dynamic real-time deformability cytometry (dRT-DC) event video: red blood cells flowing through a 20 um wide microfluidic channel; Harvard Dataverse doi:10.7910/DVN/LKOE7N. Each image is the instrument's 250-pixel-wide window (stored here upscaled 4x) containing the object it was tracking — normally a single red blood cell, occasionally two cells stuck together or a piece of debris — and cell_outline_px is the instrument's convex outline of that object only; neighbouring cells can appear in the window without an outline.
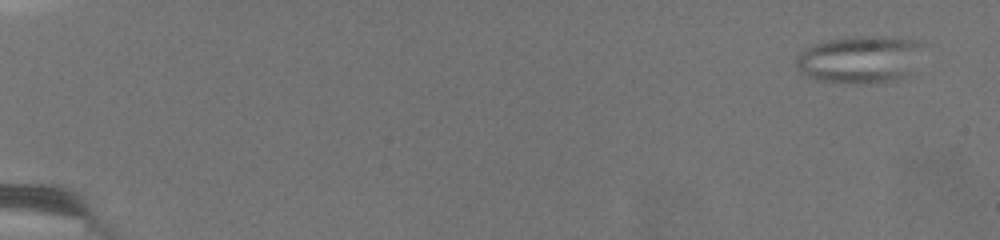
{"species": "common noctule bat (a hibernating species)", "species_latin": "Nyctalus noctula", "temperature_condition": "warm", "stored_images_in_passage": 42, "camera_frame_rate_fps": 3000, "um_per_image_px": 0.085, "animal": {"sex": "female", "body_mass_g": 19.5, "forearm_length_mm": 54.1}, "frame": {"image": 1, "passage_image": 3, "time_ms": 0.667, "image_size_px": [1000, 240], "cell_outline_px": [[920, 44], [912, 72], [908, 76], [896, 80], [864, 84], [816, 80], [804, 76], [796, 68], [796, 56], [804, 48], [812, 44], [828, 40], [856, 36], [880, 36], [920, 40]], "centroid_in_image_um": [73.01, 5.06], "position_along_channel_um": 12.0, "area_um2": 35.14}}
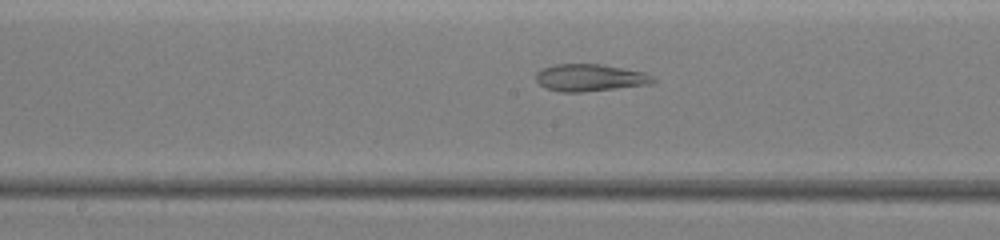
{"frame": {"image": 2, "passage_image": 33, "time_ms": 9.333, "image_size_px": [1000, 240], "cell_outline_px": [[656, 80], [652, 84], [580, 92], [560, 92], [548, 88], [540, 84], [536, 80], [536, 72], [540, 68], [552, 64], [600, 64], [644, 72], [652, 76]], "centroid_in_image_um": [50.12, 6.59], "position_along_channel_um": 198.1, "area_um2": 18.5}}
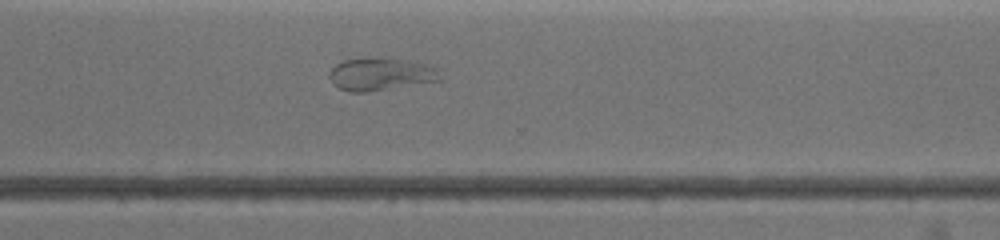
{"frame": {"image": 3, "passage_image": 42, "time_ms": 12.667, "image_size_px": [1000, 240], "cell_outline_px": [[444, 80], [368, 92], [352, 92], [340, 88], [332, 84], [328, 76], [328, 72], [336, 64], [344, 60], [376, 56], [380, 56], [428, 64], [436, 68]], "centroid_in_image_um": [32.36, 6.29], "position_along_channel_um": 338.2, "area_um2": 21.5}}